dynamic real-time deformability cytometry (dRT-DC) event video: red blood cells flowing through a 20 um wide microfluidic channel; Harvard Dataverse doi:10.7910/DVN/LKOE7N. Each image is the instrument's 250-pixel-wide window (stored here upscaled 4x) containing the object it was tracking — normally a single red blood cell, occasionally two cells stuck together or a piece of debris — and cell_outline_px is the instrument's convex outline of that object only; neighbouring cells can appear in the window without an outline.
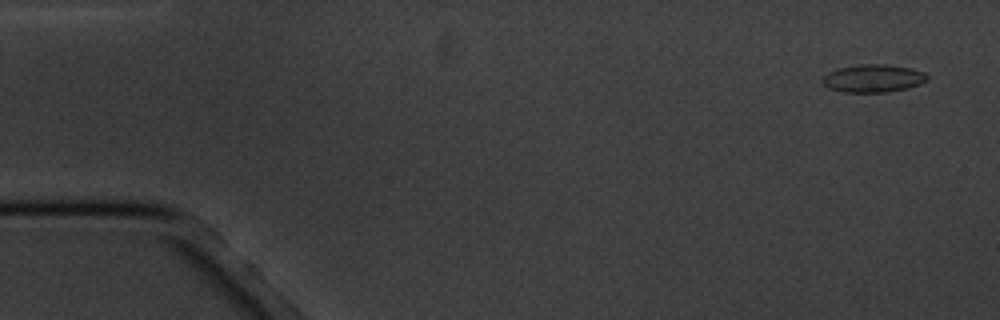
{"species": "common noctule bat (a hibernating species)", "species_latin": "Nyctalus noctula", "temperature_condition": "cold", "stored_images_in_passage": 4, "camera_frame_rate_fps": 3000, "um_per_image_px": 0.085, "animal": {"sex": "male", "body_mass_g": 20.1, "forearm_length_mm": 53.5}, "frame": {"image": 1, "passage_image": 1, "time_ms": 0.0, "image_size_px": [1000, 320], "cell_outline_px": [[928, 80], [920, 84], [908, 88], [888, 92], [844, 92], [828, 88], [824, 84], [824, 76], [828, 72], [836, 68], [860, 64], [888, 64], [912, 68], [924, 72], [928, 76]], "centroid_in_image_um": [74.25, 6.65], "position_along_channel_um": 10.7, "area_um2": 17.11}}